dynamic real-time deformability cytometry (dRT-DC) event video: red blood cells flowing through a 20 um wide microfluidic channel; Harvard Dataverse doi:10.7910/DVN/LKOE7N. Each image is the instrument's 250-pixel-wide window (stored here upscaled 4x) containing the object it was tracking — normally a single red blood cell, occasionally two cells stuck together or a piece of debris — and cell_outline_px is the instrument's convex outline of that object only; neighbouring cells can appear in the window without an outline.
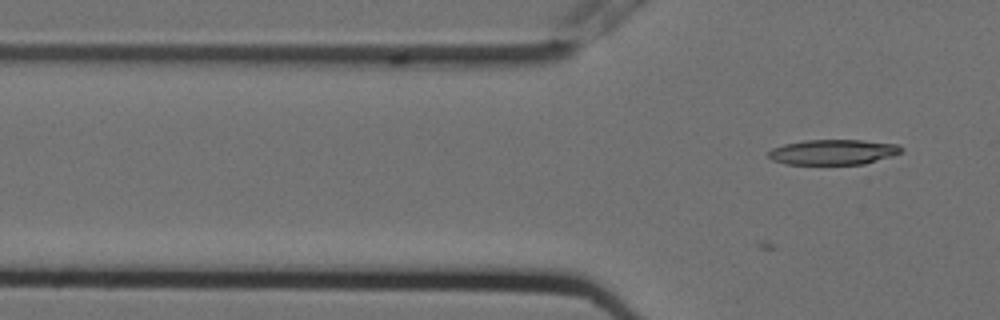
{"species": "Egyptian fruit bat (a non-hibernating species)", "species_latin": "Rousettus aegyptiacus", "temperature_condition": "cold", "stored_images_in_passage": 8, "segment_of_instrument_passage": [2, 2], "camera_frame_rate_fps": 3000, "um_per_image_px": 0.085, "animal": {"sex": "female"}, "frame": {"image": 1, "passage_image": 8, "time_ms": 2.333, "image_size_px": [1000, 320], "cell_outline_px": [[904, 152], [892, 156], [864, 164], [784, 164], [772, 160], [768, 156], [768, 152], [772, 148], [784, 144], [804, 140], [864, 140], [896, 144], [904, 148]], "centroid_in_image_um": [70.83, 12.92], "position_along_channel_um": 55.0, "area_um2": 19.65}}